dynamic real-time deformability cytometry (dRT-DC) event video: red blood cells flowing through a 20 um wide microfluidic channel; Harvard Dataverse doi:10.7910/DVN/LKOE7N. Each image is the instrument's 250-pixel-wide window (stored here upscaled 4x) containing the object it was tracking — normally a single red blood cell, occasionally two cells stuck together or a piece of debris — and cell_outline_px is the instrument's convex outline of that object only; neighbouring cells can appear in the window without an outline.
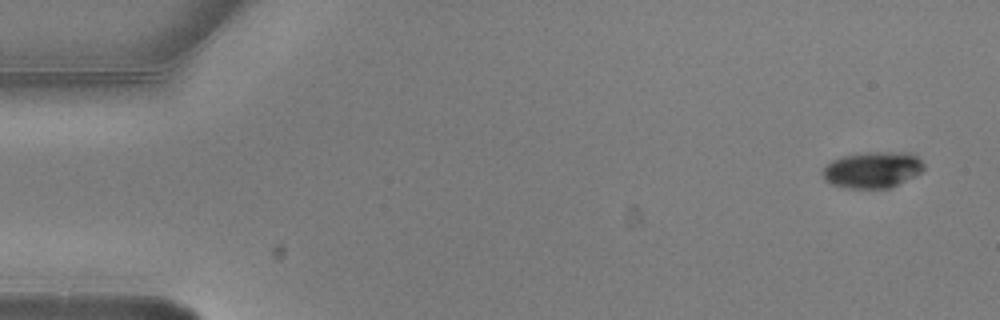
{"species": "common noctule bat (a hibernating species)", "species_latin": "Nyctalus noctula", "temperature_condition": "warm", "stored_images_in_passage": 5, "camera_frame_rate_fps": 3000, "um_per_image_px": 0.085, "animal": {"sex": "male", "body_mass_g": 20.5, "forearm_length_mm": 52.5}, "frame": {"image": 1, "passage_image": 1, "time_ms": 0.0, "image_size_px": [1000, 320], "cell_outline_px": [[924, 168], [916, 176], [892, 188], [848, 188], [832, 184], [824, 180], [824, 168], [832, 160], [844, 156], [872, 152], [912, 152], [924, 164]], "centroid_in_image_um": [74.22, 14.44], "position_along_channel_um": 10.8, "area_um2": 21.33}}
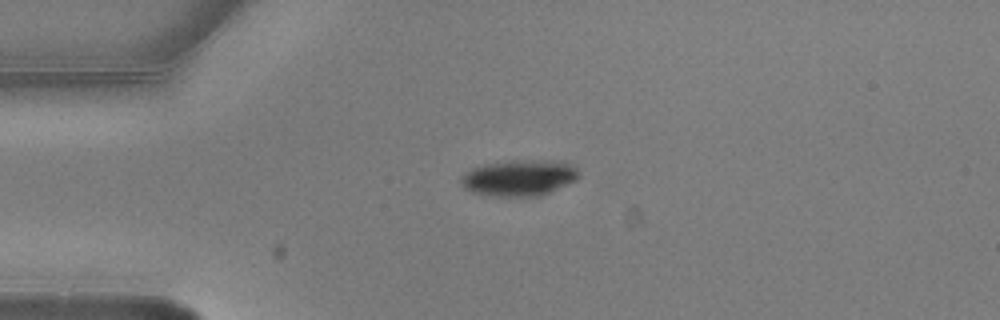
{"frame": {"image": 2, "passage_image": 4, "time_ms": 1.0, "image_size_px": [1000, 320], "cell_outline_px": [[580, 176], [576, 180], [540, 196], [496, 196], [472, 192], [464, 188], [460, 184], [460, 176], [472, 168], [484, 164], [512, 160], [564, 160], [576, 164]], "centroid_in_image_um": [44.17, 15.09], "position_along_channel_um": 40.8, "area_um2": 25.2}}